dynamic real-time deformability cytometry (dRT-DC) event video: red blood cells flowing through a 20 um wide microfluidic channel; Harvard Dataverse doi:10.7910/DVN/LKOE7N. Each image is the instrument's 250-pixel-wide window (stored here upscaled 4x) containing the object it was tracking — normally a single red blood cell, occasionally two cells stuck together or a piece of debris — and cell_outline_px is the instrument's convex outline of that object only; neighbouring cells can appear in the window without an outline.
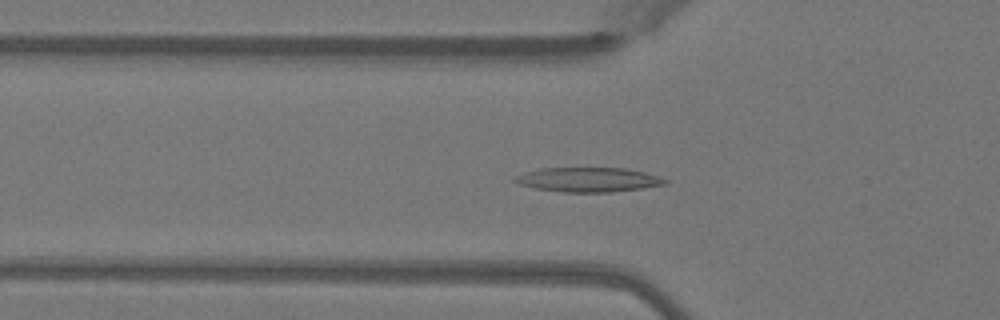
{"species": "Egyptian fruit bat (a non-hibernating species)", "species_latin": "Rousettus aegyptiacus", "temperature_condition": "warm", "stored_images_in_passage": 50, "camera_frame_rate_fps": 3000, "um_per_image_px": 0.085, "animal": {"sex": "female"}, "frame": {"image": 1, "passage_image": 16, "time_ms": 5.0, "image_size_px": [1000, 320], "cell_outline_px": [[668, 184], [612, 192], [560, 192], [536, 188], [520, 184], [512, 180], [516, 176], [524, 172], [540, 168], [624, 168], [644, 172], [668, 180]], "centroid_in_image_um": [49.99, 15.27], "position_along_channel_um": 75.8, "area_um2": 21.27}}
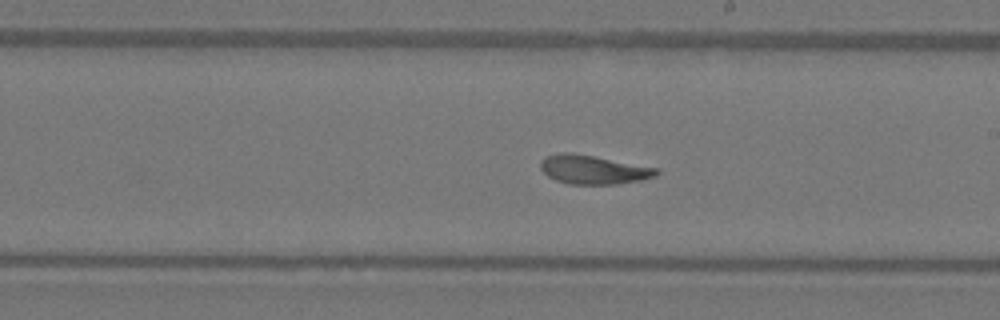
{"frame": {"image": 2, "passage_image": 28, "time_ms": 9.0, "image_size_px": [1000, 320], "cell_outline_px": [[660, 172], [656, 176], [640, 180], [616, 184], [568, 184], [556, 180], [548, 176], [540, 168], [540, 160], [544, 156], [560, 152], [572, 152], [660, 168]], "centroid_in_image_um": [50.43, 14.4], "position_along_channel_um": 238.6, "area_um2": 19.71}}
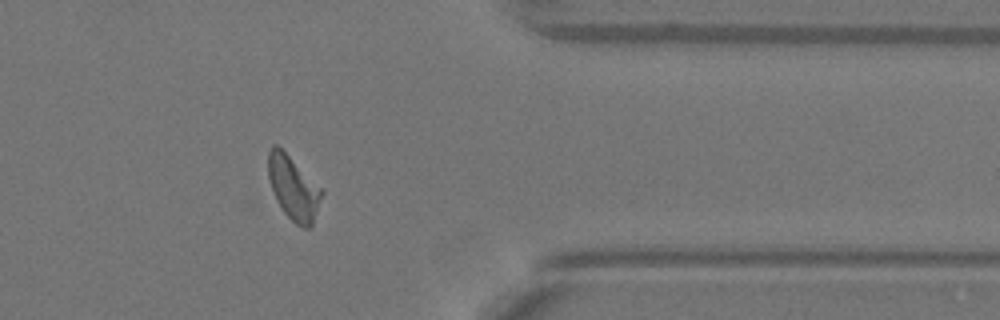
{"frame": {"image": 3, "passage_image": 40, "time_ms": 13.0, "image_size_px": [1000, 320], "cell_outline_px": [[324, 192], [312, 228], [304, 228], [296, 224], [284, 212], [276, 200], [268, 176], [268, 152], [272, 144], [276, 144], [324, 188]], "centroid_in_image_um": [24.98, 15.99], "position_along_channel_um": 386.4, "area_um2": 20.11}, "authors_computed_cell_mechanics": {"area_um2": 19.7387, "velocity_mm_per_s": 4.0485, "shape_relaxation_time_tau1_ms": 6.0588, "shape_relaxation_time_tau2_ms": 2.4678, "deformation_change_tau1": 0.2075, "deformation_change_tau2": 0.095}}